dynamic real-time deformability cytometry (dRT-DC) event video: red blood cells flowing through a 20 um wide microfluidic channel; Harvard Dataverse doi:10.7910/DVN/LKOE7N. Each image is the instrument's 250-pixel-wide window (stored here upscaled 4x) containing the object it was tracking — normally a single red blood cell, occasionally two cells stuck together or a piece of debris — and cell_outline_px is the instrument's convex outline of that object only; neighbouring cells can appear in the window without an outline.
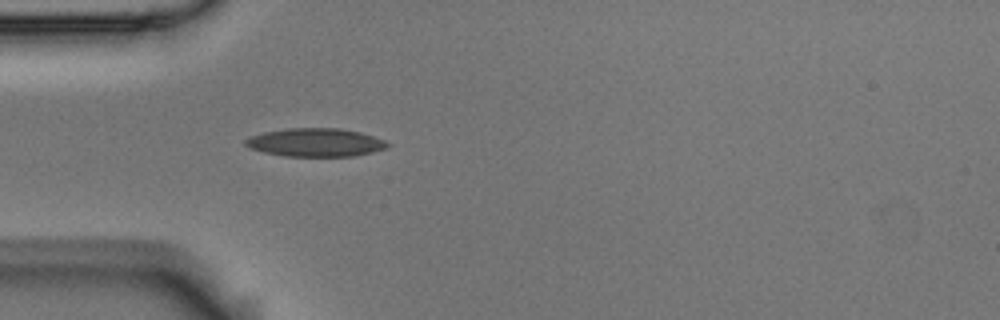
{"species": "Egyptian fruit bat (a non-hibernating species)", "species_latin": "Rousettus aegyptiacus", "temperature_condition": "room temperature", "stored_images_in_passage": 4, "camera_frame_rate_fps": 3000, "um_per_image_px": 0.085, "animal": {"sex": "male"}, "frame": {"image": 1, "passage_image": 4, "time_ms": 1.0, "image_size_px": [1000, 320], "cell_outline_px": [[392, 144], [388, 148], [372, 152], [352, 156], [284, 156], [264, 152], [248, 148], [244, 144], [244, 140], [248, 136], [264, 132], [288, 128], [340, 128], [360, 132], [384, 140]], "centroid_in_image_um": [26.8, 12.1], "position_along_channel_um": 58.2, "area_um2": 23.58}}